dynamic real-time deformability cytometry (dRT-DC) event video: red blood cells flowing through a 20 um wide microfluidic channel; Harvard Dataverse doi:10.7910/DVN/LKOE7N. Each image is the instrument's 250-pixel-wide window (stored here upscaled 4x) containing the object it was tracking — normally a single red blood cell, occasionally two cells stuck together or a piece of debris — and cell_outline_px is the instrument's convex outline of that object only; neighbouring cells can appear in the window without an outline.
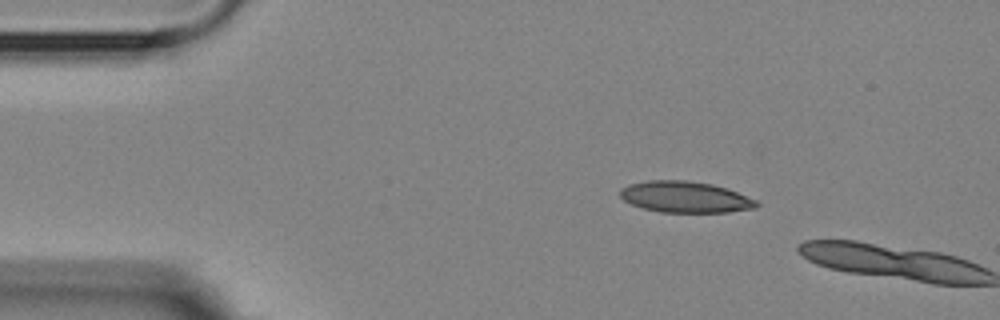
{"species": "Egyptian fruit bat (a non-hibernating species)", "species_latin": "Rousettus aegyptiacus", "temperature_condition": "room temperature", "stored_images_in_passage": 2, "camera_frame_rate_fps": 3000, "um_per_image_px": 0.085, "animal": {"sex": "female"}, "frame": {"image": 1, "passage_image": 1, "time_ms": 0.0, "image_size_px": [1000, 320], "cell_outline_px": [[760, 204], [756, 208], [728, 212], [660, 212], [640, 208], [624, 200], [620, 196], [620, 188], [628, 184], [648, 180], [688, 180], [712, 184], [728, 188], [756, 200]], "centroid_in_image_um": [58.23, 16.74], "position_along_channel_um": 26.8, "area_um2": 25.03}}